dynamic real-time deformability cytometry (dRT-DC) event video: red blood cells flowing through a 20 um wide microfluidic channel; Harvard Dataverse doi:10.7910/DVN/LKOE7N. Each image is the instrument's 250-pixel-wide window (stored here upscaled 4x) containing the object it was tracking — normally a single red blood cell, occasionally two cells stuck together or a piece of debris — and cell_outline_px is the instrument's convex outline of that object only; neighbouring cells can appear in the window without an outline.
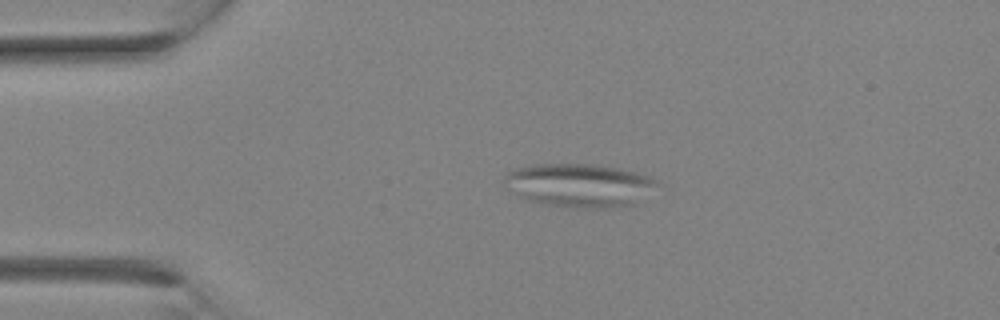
{"species": "Egyptian fruit bat (a non-hibernating species)", "species_latin": "Rousettus aegyptiacus", "temperature_condition": "room temperature", "stored_images_in_passage": 1, "camera_frame_rate_fps": 3000, "um_per_image_px": 0.085, "animal": {"sex": "female"}, "frame": {"image": 1, "passage_image": 1, "time_ms": 0.0, "image_size_px": [1000, 320], "cell_outline_px": [[660, 184], [632, 204], [612, 208], [576, 208], [544, 204], [528, 200], [516, 196], [508, 192], [504, 188], [504, 176], [508, 172], [516, 168], [532, 164], [588, 164], [616, 168], [636, 172], [648, 176], [656, 180]], "centroid_in_image_um": [49.15, 15.75], "position_along_channel_um": 35.9, "area_um2": 38.78}}